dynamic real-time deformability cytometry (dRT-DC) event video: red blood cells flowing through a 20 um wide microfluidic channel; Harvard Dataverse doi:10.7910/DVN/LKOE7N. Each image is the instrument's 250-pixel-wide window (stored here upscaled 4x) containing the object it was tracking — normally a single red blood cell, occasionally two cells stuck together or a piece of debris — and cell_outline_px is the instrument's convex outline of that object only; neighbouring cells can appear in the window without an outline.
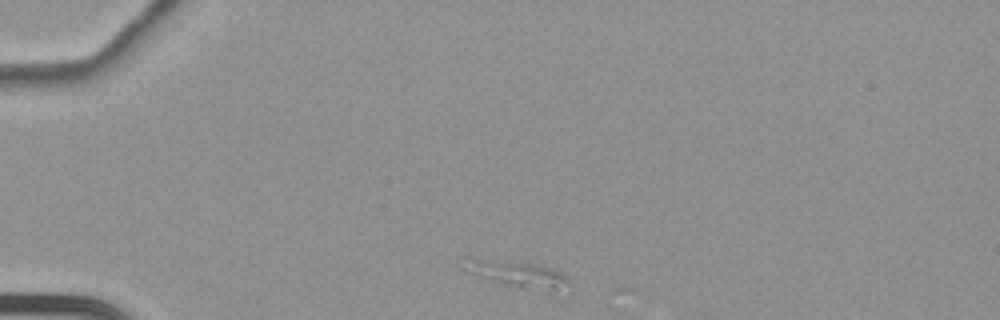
{"species": "common noctule bat (a hibernating species)", "species_latin": "Nyctalus noctula", "temperature_condition": "cold", "stored_images_in_passage": 4, "camera_frame_rate_fps": 3000, "um_per_image_px": 0.085, "animal": {"sex": "female", "body_mass_g": 22.7, "forearm_length_mm": 54.2}, "frame": {"image": 1, "passage_image": 2, "time_ms": 0.333, "image_size_px": [1000, 320], "cell_outline_px": [[572, 284], [548, 296], [504, 284], [464, 272], [460, 268], [464, 256], [472, 256], [520, 260], [556, 268]], "centroid_in_image_um": [43.93, 23.28], "position_along_channel_um": 41.1, "area_um2": 18.21}}